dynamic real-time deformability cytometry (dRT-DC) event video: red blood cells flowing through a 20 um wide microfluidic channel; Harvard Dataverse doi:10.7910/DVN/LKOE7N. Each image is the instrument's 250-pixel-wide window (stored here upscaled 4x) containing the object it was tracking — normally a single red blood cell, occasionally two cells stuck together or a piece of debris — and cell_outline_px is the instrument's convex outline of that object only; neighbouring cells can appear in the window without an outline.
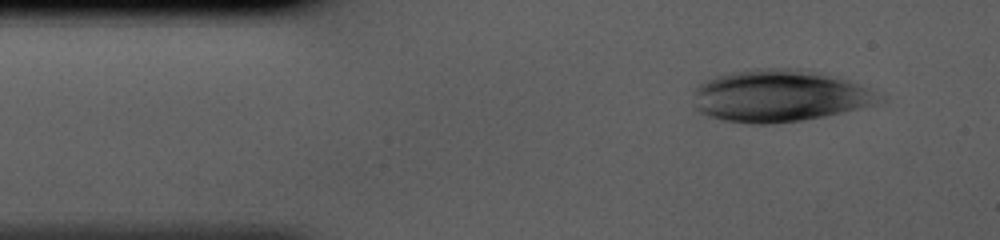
{"species": "human", "species_latin": "Homo sapiens", "temperature_condition": "cold", "stored_images_in_passage": 38, "camera_frame_rate_fps": 3000, "um_per_image_px": 0.085, "donor": {"sex": "male"}, "frame": {"image": 1, "passage_image": 1, "time_ms": 0.0, "image_size_px": [1000, 240], "cell_outline_px": [[868, 104], [856, 108], [824, 116], [800, 120], [764, 124], [752, 124], [724, 120], [700, 112], [696, 92], [696, 84], [704, 80], [716, 76], [732, 72], [756, 68], [800, 68], [848, 80], [864, 88]], "centroid_in_image_um": [66.03, 8.12], "position_along_channel_um": 19.0, "area_um2": 53.81}}
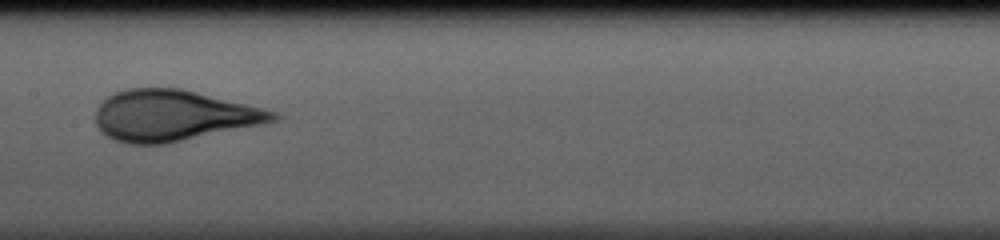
{"frame": {"image": 2, "passage_image": 17, "time_ms": 5.333, "image_size_px": [1000, 240], "cell_outline_px": [[280, 116], [276, 120], [260, 124], [164, 144], [128, 144], [116, 140], [100, 132], [96, 124], [96, 108], [108, 96], [124, 88], [180, 88], [276, 112]], "centroid_in_image_um": [14.65, 9.82], "position_along_channel_um": 192.8, "area_um2": 51.9}}
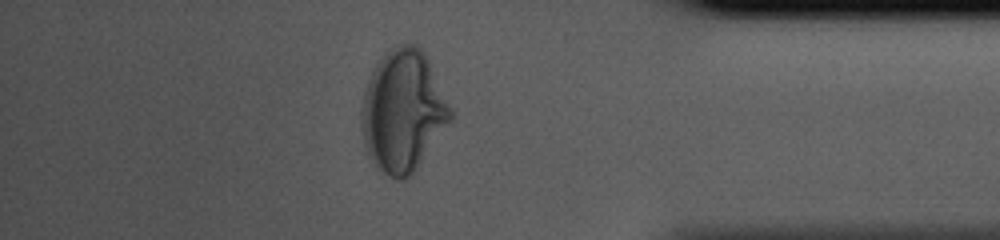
{"frame": {"image": 3, "passage_image": 33, "time_ms": 10.667, "image_size_px": [1000, 240], "cell_outline_px": [[452, 120], [416, 172], [404, 180], [396, 180], [388, 176], [368, 156], [364, 144], [364, 92], [368, 80], [376, 64], [396, 44], [416, 44], [424, 52], [452, 108]], "centroid_in_image_um": [34.31, 9.47], "position_along_channel_um": 400.9, "area_um2": 62.48}}